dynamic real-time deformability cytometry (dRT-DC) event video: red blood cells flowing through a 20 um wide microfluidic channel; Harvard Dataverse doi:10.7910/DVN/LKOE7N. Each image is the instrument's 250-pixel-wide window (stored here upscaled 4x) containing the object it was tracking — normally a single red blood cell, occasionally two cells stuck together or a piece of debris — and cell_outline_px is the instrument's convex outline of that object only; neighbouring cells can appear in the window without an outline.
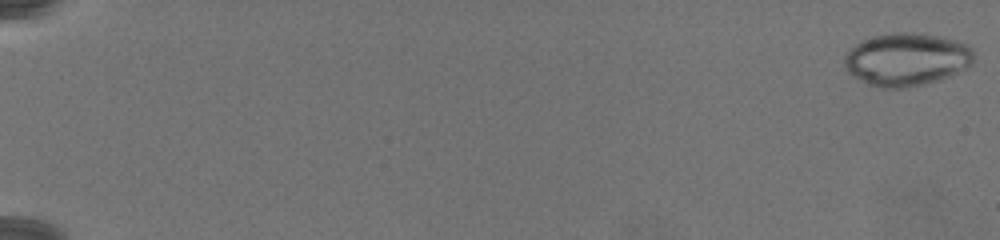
{"species": "common noctule bat (a hibernating species)", "species_latin": "Nyctalus noctula", "temperature_condition": "warm", "stored_images_in_passage": 79, "camera_frame_rate_fps": 3000, "um_per_image_px": 0.085, "animal": {"sex": "female", "body_mass_g": 19.5, "forearm_length_mm": 54.1}, "frame": {"image": 1, "passage_image": 1, "time_ms": 0.0, "image_size_px": [1000, 240], "cell_outline_px": [[976, 56], [972, 64], [940, 80], [924, 84], [904, 88], [880, 88], [868, 84], [860, 80], [848, 72], [844, 64], [844, 56], [856, 44], [872, 36], [892, 32], [912, 32], [940, 36], [956, 40], [968, 44], [972, 48]], "centroid_in_image_um": [77.08, 5.04], "position_along_channel_um": 7.9, "area_um2": 40.06}}
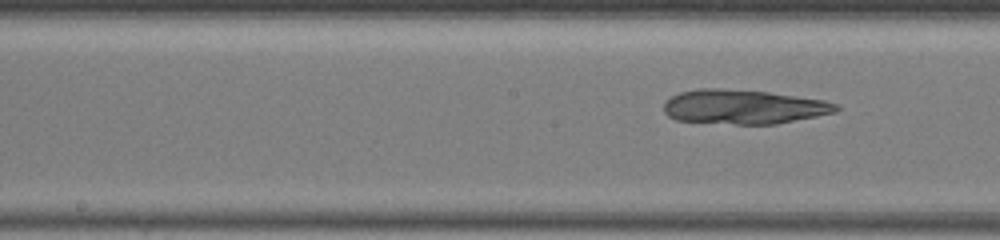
{"frame": {"image": 2, "passage_image": 44, "time_ms": 14.333, "image_size_px": [1000, 240], "cell_outline_px": [[840, 108], [836, 112], [776, 124], [736, 124], [676, 120], [668, 116], [664, 112], [664, 104], [672, 96], [680, 92], [696, 88], [720, 88], [768, 92], [824, 100], [840, 104]], "centroid_in_image_um": [63.21, 9.08], "position_along_channel_um": 185.0, "area_um2": 34.45}}
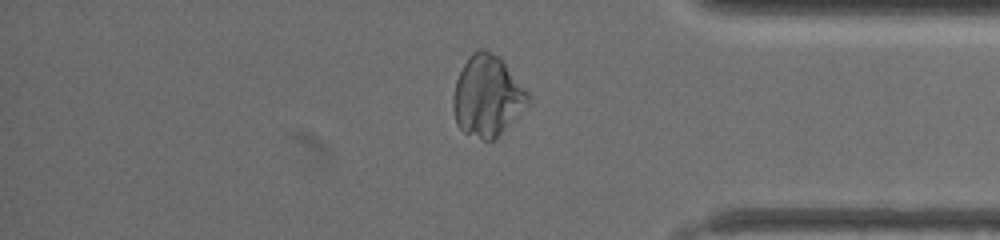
{"frame": {"image": 3, "passage_image": 68, "time_ms": 22.333, "image_size_px": [1000, 240], "cell_outline_px": [[532, 100], [492, 140], [484, 140], [464, 132], [456, 124], [452, 108], [452, 96], [456, 80], [468, 56], [476, 48], [484, 48], [496, 56], [504, 64], [532, 96]], "centroid_in_image_um": [41.38, 8.15], "position_along_channel_um": 393.8, "area_um2": 34.8}}